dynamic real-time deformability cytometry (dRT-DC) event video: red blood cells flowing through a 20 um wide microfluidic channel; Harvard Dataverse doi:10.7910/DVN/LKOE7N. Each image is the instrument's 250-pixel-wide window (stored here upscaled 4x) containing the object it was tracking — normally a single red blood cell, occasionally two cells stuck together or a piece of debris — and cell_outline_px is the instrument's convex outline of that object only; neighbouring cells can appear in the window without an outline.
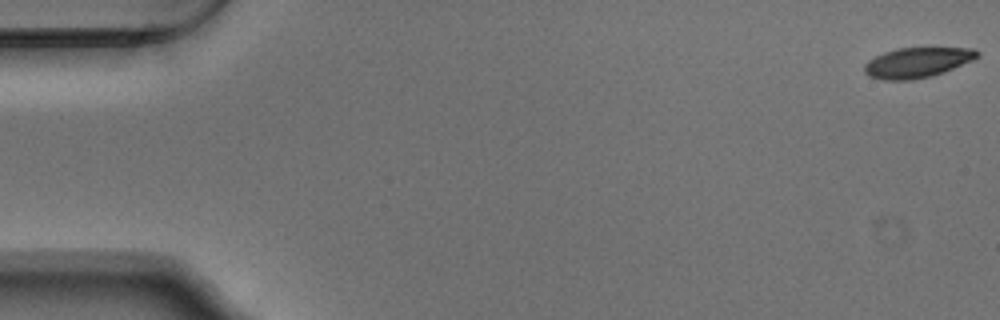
{"species": "Egyptian fruit bat (a non-hibernating species)", "species_latin": "Rousettus aegyptiacus", "temperature_condition": "warm", "stored_images_in_passage": 54, "camera_frame_rate_fps": 3000, "um_per_image_px": 0.085, "animal": {"sex": "male"}, "frame": {"image": 1, "passage_image": 1, "time_ms": 0.0, "image_size_px": [1000, 320], "cell_outline_px": [[980, 56], [972, 60], [944, 72], [932, 76], [912, 80], [884, 80], [868, 76], [864, 72], [864, 64], [868, 60], [884, 52], [896, 48], [976, 48], [980, 52]], "centroid_in_image_um": [77.96, 5.31], "position_along_channel_um": 7.0, "area_um2": 19.94}}
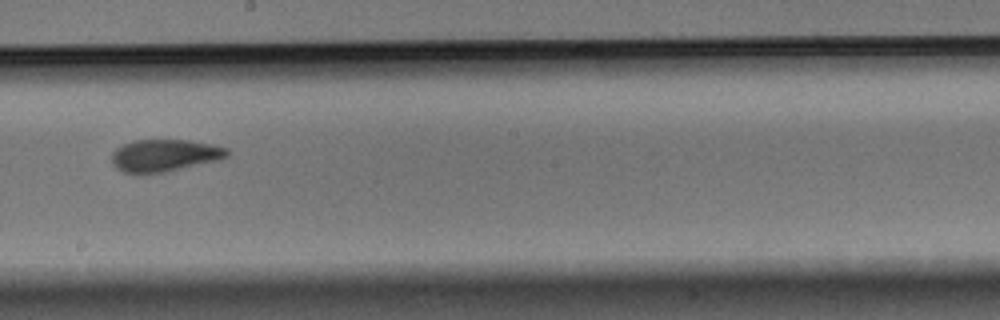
{"frame": {"image": 2, "passage_image": 31, "time_ms": 10.0, "image_size_px": [1000, 320], "cell_outline_px": [[228, 156], [220, 160], [164, 172], [140, 176], [124, 172], [116, 168], [112, 164], [112, 152], [116, 148], [132, 140], [188, 140], [212, 144], [228, 148]], "centroid_in_image_um": [13.96, 13.23], "position_along_channel_um": 234.2, "area_um2": 22.08}}
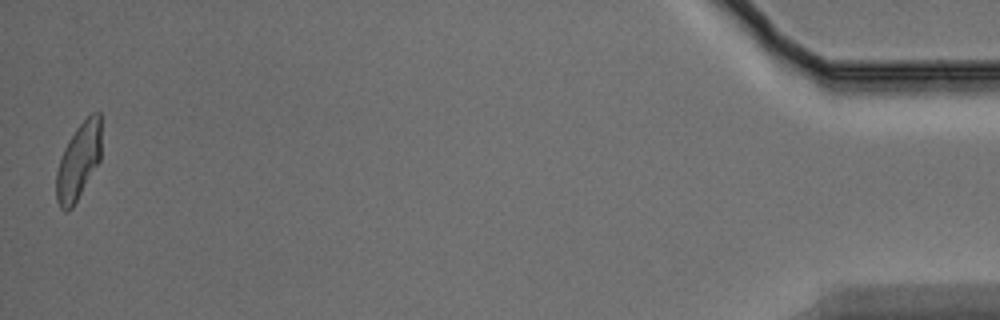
{"frame": {"image": 3, "passage_image": 54, "time_ms": 17.667, "image_size_px": [1000, 320], "cell_outline_px": [[100, 160], [72, 208], [68, 212], [64, 212], [60, 208], [56, 200], [56, 172], [64, 148], [68, 140], [76, 128], [92, 112], [100, 112]], "centroid_in_image_um": [6.65, 13.74], "position_along_channel_um": 428.5, "area_um2": 19.88}, "authors_computed_cell_mechanics": {"area_um2": 21.2704, "velocity_mm_per_s": 3.7354, "shape_relaxation_time_tau1_ms": 3.6524, "shape_relaxation_time_tau2_ms": 1.9881, "deformation_change_tau1": 0.1405, "deformation_change_tau2": 0.0806}}